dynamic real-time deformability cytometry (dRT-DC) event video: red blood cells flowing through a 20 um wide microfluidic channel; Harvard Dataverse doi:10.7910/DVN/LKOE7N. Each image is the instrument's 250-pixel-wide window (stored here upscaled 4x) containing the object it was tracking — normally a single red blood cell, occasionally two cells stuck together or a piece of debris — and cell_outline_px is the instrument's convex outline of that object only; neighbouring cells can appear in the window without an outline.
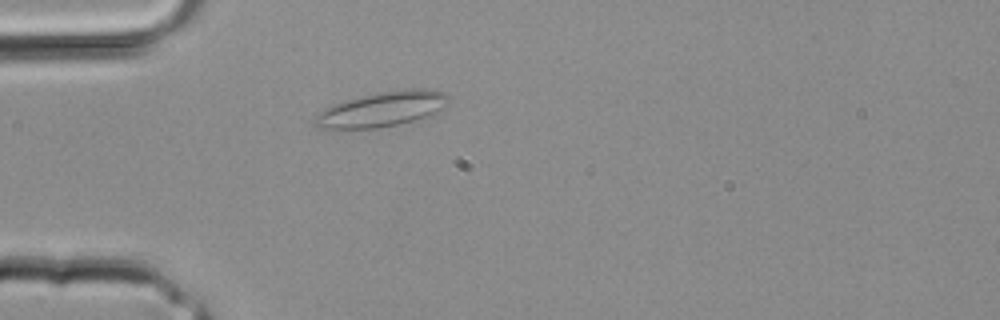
{"species": "common noctule bat (a hibernating species)", "species_latin": "Nyctalus noctula", "temperature_condition": "room temperature", "stored_images_in_passage": 25, "camera_frame_rate_fps": 3000, "um_per_image_px": 0.085, "animal": {"sex": "male", "body_mass_g": 20.4}, "frame": {"image": 1, "passage_image": 1, "time_ms": 0.0, "image_size_px": [1000, 320], "cell_outline_px": [[448, 104], [444, 108], [432, 116], [396, 124], [376, 128], [316, 128], [312, 124], [312, 116], [316, 112], [336, 104], [348, 100], [376, 92], [412, 88], [428, 88], [444, 92], [448, 96]], "centroid_in_image_um": [32.48, 9.27], "position_along_channel_um": 52.5, "area_um2": 27.46}}
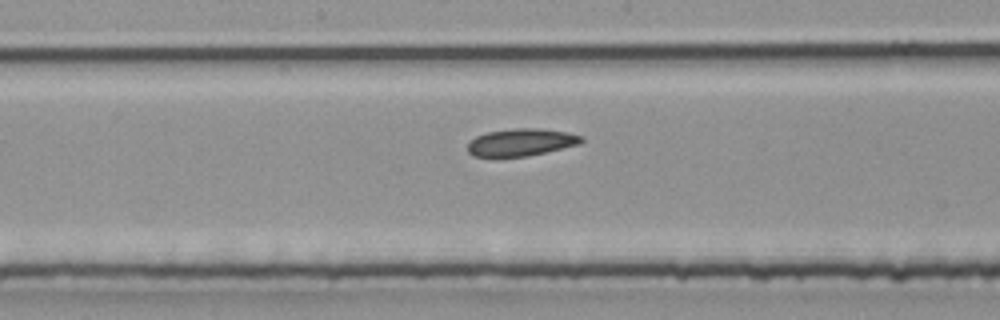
{"frame": {"image": 2, "passage_image": 9, "time_ms": 2.667, "image_size_px": [1000, 320], "cell_outline_px": [[584, 140], [580, 144], [528, 156], [472, 156], [468, 152], [468, 144], [476, 136], [488, 132], [516, 128], [536, 128], [568, 132], [580, 136]], "centroid_in_image_um": [44.3, 12.09], "position_along_channel_um": 203.9, "area_um2": 17.86}}
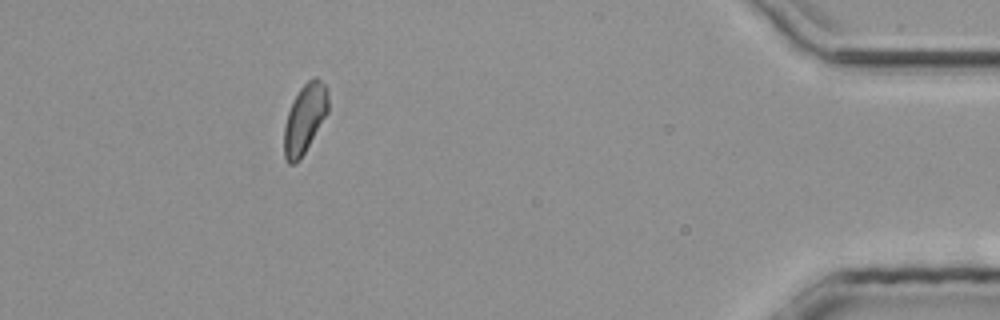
{"frame": {"image": 3, "passage_image": 22, "time_ms": 7.0, "image_size_px": [1000, 320], "cell_outline_px": [[328, 112], [300, 160], [296, 164], [288, 164], [284, 160], [284, 128], [288, 112], [300, 88], [312, 76], [316, 76], [328, 88]], "centroid_in_image_um": [25.9, 10.1], "position_along_channel_um": 409.3, "area_um2": 17.8}}